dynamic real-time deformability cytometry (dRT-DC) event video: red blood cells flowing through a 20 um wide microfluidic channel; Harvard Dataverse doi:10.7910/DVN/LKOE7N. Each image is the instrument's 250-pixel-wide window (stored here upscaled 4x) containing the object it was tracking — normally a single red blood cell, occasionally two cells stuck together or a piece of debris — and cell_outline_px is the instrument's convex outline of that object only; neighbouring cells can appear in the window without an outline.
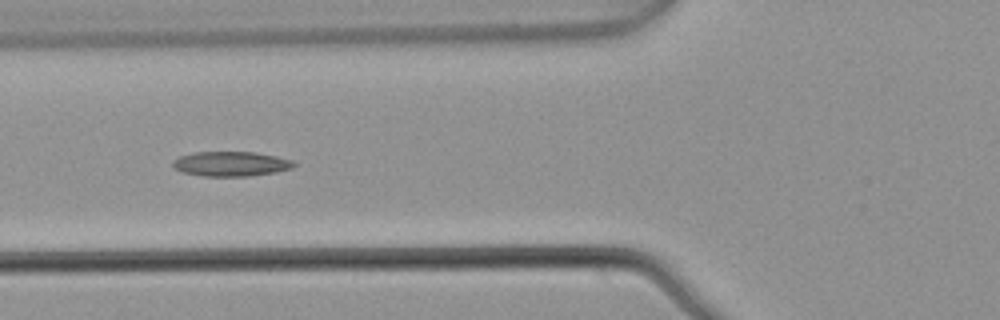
{"species": "common noctule bat (a hibernating species)", "species_latin": "Nyctalus noctula", "temperature_condition": "warm", "stored_images_in_passage": 6, "camera_frame_rate_fps": 3000, "um_per_image_px": 0.085, "animal": {"sex": "male", "body_mass_g": 21.5, "forearm_length_mm": 52.0}, "frame": {"image": 1, "passage_image": 6, "time_ms": 1.667, "image_size_px": [1000, 320], "cell_outline_px": [[296, 164], [292, 168], [276, 172], [248, 176], [200, 176], [184, 172], [176, 168], [172, 164], [172, 160], [180, 156], [192, 152], [256, 152], [276, 156], [292, 160]], "centroid_in_image_um": [19.63, 13.92], "position_along_channel_um": 106.2, "area_um2": 17.46}}